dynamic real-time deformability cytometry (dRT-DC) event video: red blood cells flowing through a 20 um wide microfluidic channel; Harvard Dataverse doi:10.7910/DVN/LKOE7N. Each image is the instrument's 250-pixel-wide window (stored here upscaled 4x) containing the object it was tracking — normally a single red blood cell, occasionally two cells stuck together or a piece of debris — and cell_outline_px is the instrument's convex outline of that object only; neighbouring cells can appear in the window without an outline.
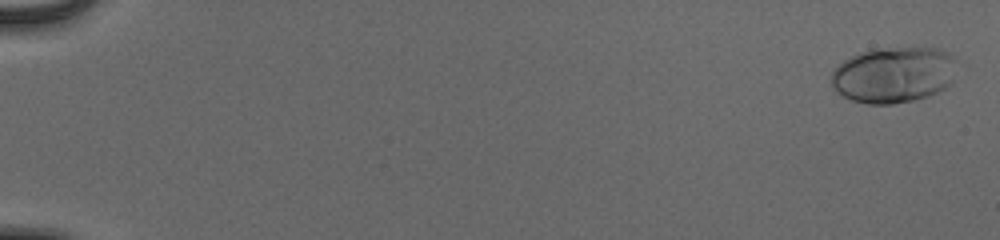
{"species": "human", "species_latin": "Homo sapiens", "temperature_condition": "cold", "stored_images_in_passage": 56, "camera_frame_rate_fps": 3000, "um_per_image_px": 0.085, "donor": {"sex": "male"}, "frame": {"image": 1, "passage_image": 2, "time_ms": 0.333, "image_size_px": [1000, 240], "cell_outline_px": [[956, 60], [952, 80], [944, 88], [928, 96], [912, 100], [892, 104], [868, 104], [852, 100], [844, 96], [832, 84], [832, 72], [844, 60], [860, 52], [876, 48], [936, 48], [948, 52]], "centroid_in_image_um": [75.97, 6.35], "position_along_channel_um": 9.0, "area_um2": 40.52}}
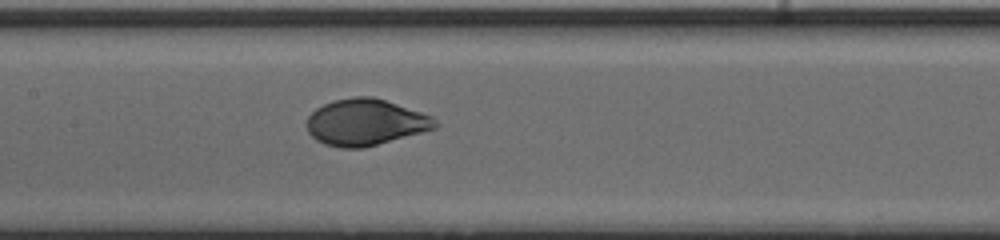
{"frame": {"image": 2, "passage_image": 30, "time_ms": 9.667, "image_size_px": [1000, 240], "cell_outline_px": [[440, 124], [436, 128], [424, 132], [364, 148], [340, 148], [324, 144], [316, 140], [308, 132], [304, 124], [308, 116], [316, 108], [332, 100], [356, 96], [372, 96], [432, 116]], "centroid_in_image_um": [31.04, 10.4], "position_along_channel_um": 176.4, "area_um2": 34.97}}
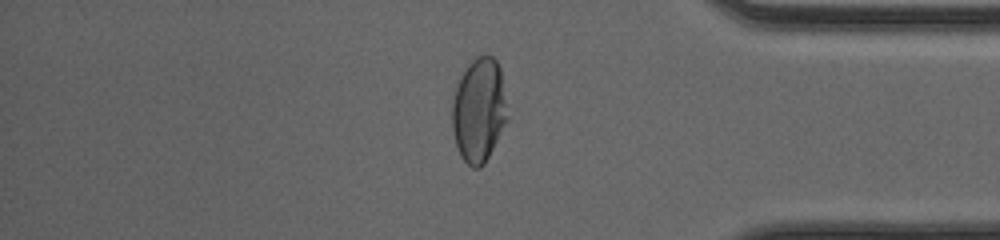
{"frame": {"image": 3, "passage_image": 48, "time_ms": 15.667, "image_size_px": [1000, 240], "cell_outline_px": [[508, 120], [484, 164], [480, 168], [472, 168], [460, 156], [456, 144], [452, 128], [452, 100], [460, 76], [468, 64], [476, 56], [492, 56], [496, 60], [500, 68], [508, 116]], "centroid_in_image_um": [40.7, 9.37], "position_along_channel_um": 394.5, "area_um2": 33.52}, "authors_computed_cell_mechanics": {"area_um2": 35.4314, "velocity_mm_per_s": 3.8958, "shape_relaxation_time_tau1_ms": 4.4742, "shape_relaxation_time_tau2_ms": null, "deformation_change_tau1": 0.2135, "deformation_change_tau2": null}}